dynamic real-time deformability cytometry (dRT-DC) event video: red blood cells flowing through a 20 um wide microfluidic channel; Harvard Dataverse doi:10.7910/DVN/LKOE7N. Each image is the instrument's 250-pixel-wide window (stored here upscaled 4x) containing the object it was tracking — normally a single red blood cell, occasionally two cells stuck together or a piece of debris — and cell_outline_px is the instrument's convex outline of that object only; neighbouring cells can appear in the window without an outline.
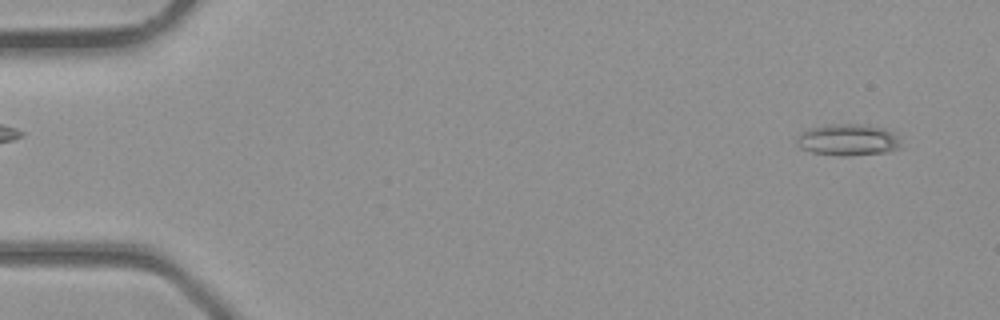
{"species": "common noctule bat (a hibernating species)", "species_latin": "Nyctalus noctula", "temperature_condition": "room temperature", "stored_images_in_passage": 39, "camera_frame_rate_fps": 3000, "um_per_image_px": 0.085, "animal": {"sex": "male", "body_mass_g": 23.1, "forearm_length_mm": 52.7}, "frame": {"image": 1, "passage_image": 2, "time_ms": 0.333, "image_size_px": [1000, 320], "cell_outline_px": [[904, 148], [884, 152], [848, 156], [836, 156], [812, 152], [800, 148], [796, 144], [796, 136], [800, 132], [812, 128], [828, 124], [868, 124], [884, 128], [892, 132], [900, 140]], "centroid_in_image_um": [72.08, 11.89], "position_along_channel_um": 12.9, "area_um2": 19.54}}
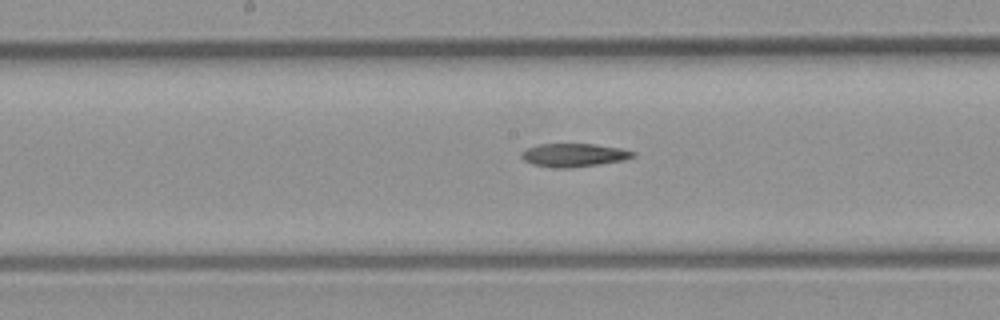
{"frame": {"image": 2, "passage_image": 20, "time_ms": 6.333, "image_size_px": [1000, 320], "cell_outline_px": [[636, 156], [624, 160], [600, 164], [568, 168], [556, 168], [532, 164], [524, 160], [520, 156], [520, 152], [528, 148], [540, 144], [592, 144], [620, 148], [636, 152]], "centroid_in_image_um": [48.78, 13.18], "position_along_channel_um": 199.4, "area_um2": 15.14}}
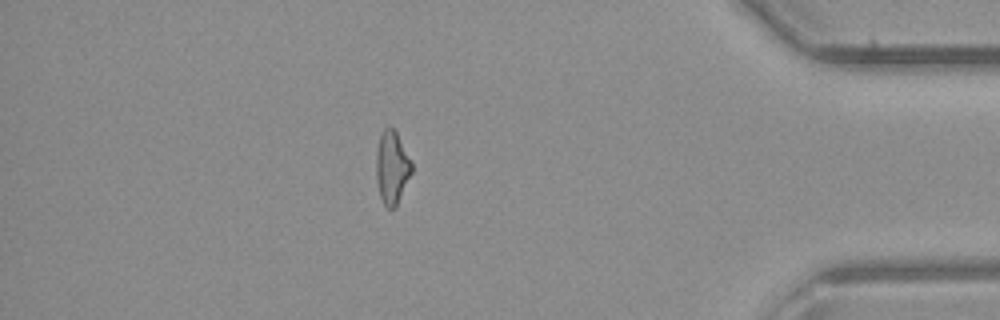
{"frame": {"image": 3, "passage_image": 34, "time_ms": 11.0, "image_size_px": [1000, 320], "cell_outline_px": [[412, 172], [396, 208], [388, 208], [384, 204], [380, 196], [376, 180], [376, 152], [380, 132], [388, 124], [396, 132], [412, 164]], "centroid_in_image_um": [33.29, 14.23], "position_along_channel_um": 401.9, "area_um2": 15.14}}